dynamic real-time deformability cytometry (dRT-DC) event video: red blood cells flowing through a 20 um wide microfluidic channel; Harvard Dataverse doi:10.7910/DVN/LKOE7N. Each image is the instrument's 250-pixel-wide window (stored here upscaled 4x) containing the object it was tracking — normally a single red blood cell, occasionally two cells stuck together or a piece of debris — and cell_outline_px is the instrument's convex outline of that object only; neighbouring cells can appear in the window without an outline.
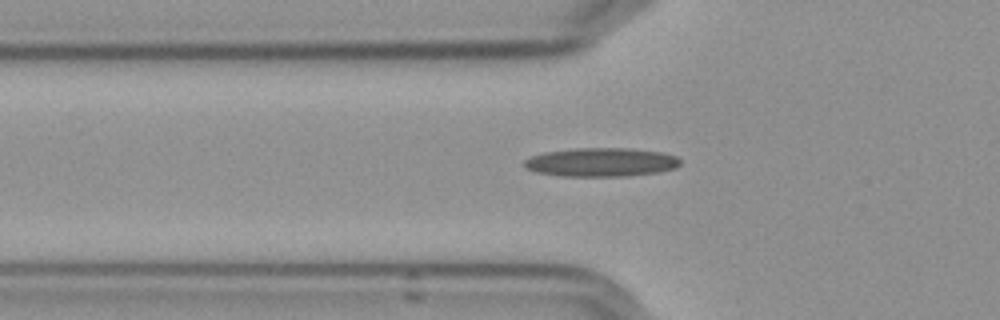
{"species": "Egyptian fruit bat (a non-hibernating species)", "species_latin": "Rousettus aegyptiacus", "temperature_condition": "cold", "stored_images_in_passage": 40, "camera_frame_rate_fps": 3000, "um_per_image_px": 0.085, "frame": {"image": 1, "passage_image": 3, "time_ms": 0.667, "image_size_px": [1000, 320], "cell_outline_px": [[680, 164], [676, 168], [656, 172], [624, 176], [560, 176], [536, 172], [528, 168], [524, 164], [524, 160], [532, 156], [544, 152], [576, 148], [628, 148], [660, 152], [676, 156], [680, 160]], "centroid_in_image_um": [51.09, 13.78], "position_along_channel_um": 74.7, "area_um2": 25.95}}
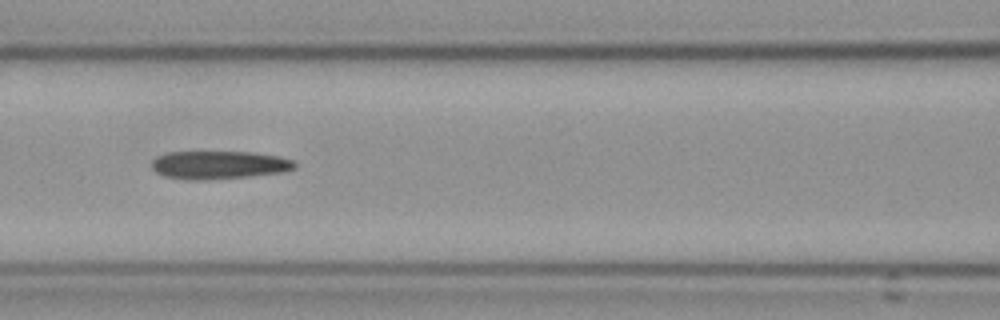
{"frame": {"image": 2, "passage_image": 9, "time_ms": 2.667, "image_size_px": [1000, 320], "cell_outline_px": [[296, 168], [288, 172], [252, 176], [200, 180], [188, 180], [164, 176], [156, 172], [152, 168], [152, 160], [156, 156], [168, 152], [252, 152], [280, 156], [292, 160], [296, 164]], "centroid_in_image_um": [18.64, 14.02], "position_along_channel_um": 148.0, "area_um2": 23.7}}
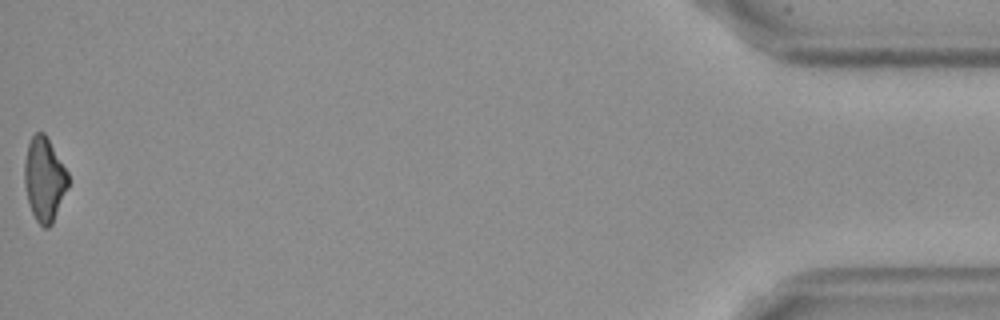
{"frame": {"image": 3, "passage_image": 40, "time_ms": 13.0, "image_size_px": [1000, 320], "cell_outline_px": [[68, 188], [52, 224], [48, 228], [44, 228], [36, 220], [32, 212], [28, 200], [24, 184], [24, 164], [28, 144], [32, 136], [36, 132], [44, 132], [68, 172]], "centroid_in_image_um": [3.77, 15.25], "position_along_channel_um": 431.4, "area_um2": 21.27}, "authors_computed_cell_mechanics": {"area_um2": 23.2934, "velocity_mm_per_s": 3.6106, "shape_relaxation_time_tau1_ms": null, "shape_relaxation_time_tau2_ms": 5.5078, "deformation_change_tau1": null, "deformation_change_tau2": 0.1992}}